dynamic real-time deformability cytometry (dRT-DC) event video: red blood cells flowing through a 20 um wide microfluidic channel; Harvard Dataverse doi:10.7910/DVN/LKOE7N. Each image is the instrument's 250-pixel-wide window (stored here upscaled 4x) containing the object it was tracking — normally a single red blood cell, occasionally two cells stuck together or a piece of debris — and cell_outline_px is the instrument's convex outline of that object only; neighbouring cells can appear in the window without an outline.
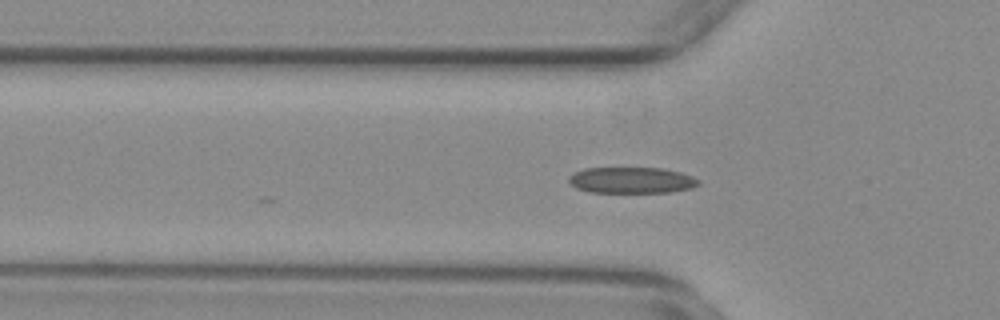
{"species": "common noctule bat (a hibernating species)", "species_latin": "Nyctalus noctula", "temperature_condition": "warm", "stored_images_in_passage": 16, "camera_frame_rate_fps": 3000, "um_per_image_px": 0.085, "animal": {"sex": "female", "body_mass_g": 29.2, "forearm_length_mm": 56.3}, "frame": {"image": 1, "passage_image": 3, "time_ms": 0.667, "image_size_px": [1000, 320], "cell_outline_px": [[700, 184], [692, 188], [672, 192], [588, 192], [576, 188], [568, 180], [568, 176], [572, 172], [584, 168], [664, 168], [680, 172], [692, 176], [700, 180]], "centroid_in_image_um": [53.68, 15.31], "position_along_channel_um": 72.1, "area_um2": 19.94}}
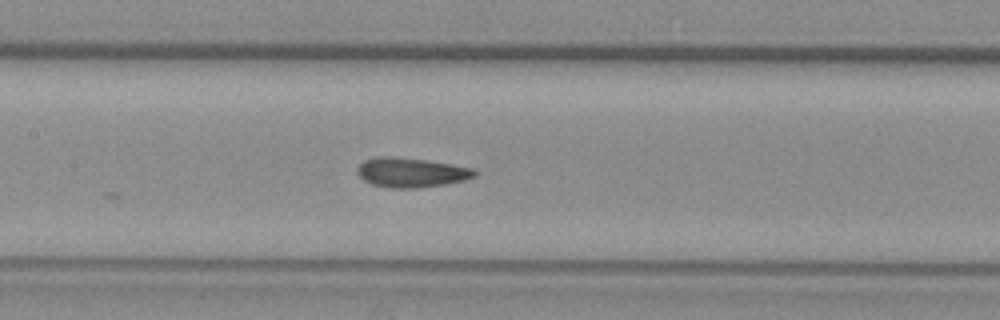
{"frame": {"image": 2, "passage_image": 11, "time_ms": 3.333, "image_size_px": [1000, 320], "cell_outline_px": [[476, 176], [464, 180], [444, 184], [416, 188], [388, 188], [372, 184], [364, 180], [356, 172], [356, 168], [364, 160], [380, 156], [388, 156], [428, 160], [452, 164], [472, 168], [476, 172]], "centroid_in_image_um": [34.92, 14.66], "position_along_channel_um": 172.5, "area_um2": 20.17}}
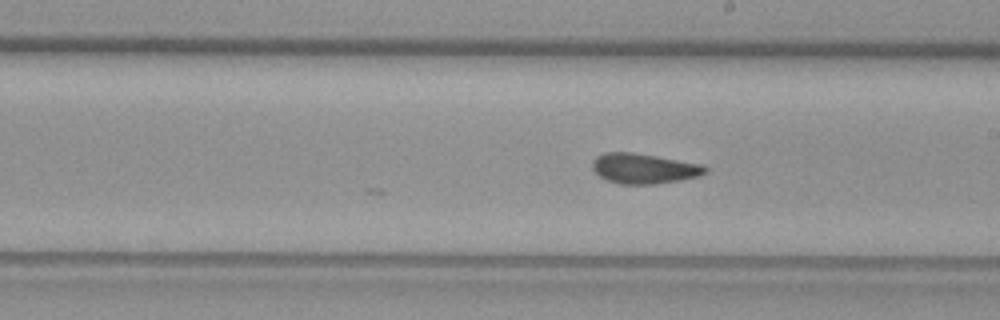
{"frame": {"image": 3, "passage_image": 16, "time_ms": 5.0, "image_size_px": [1000, 320], "cell_outline_px": [[708, 172], [700, 176], [680, 180], [656, 184], [620, 184], [608, 180], [600, 176], [592, 168], [592, 160], [596, 156], [604, 152], [632, 152], [704, 164], [708, 168]], "centroid_in_image_um": [54.76, 14.32], "position_along_channel_um": 234.2, "area_um2": 20.0}}